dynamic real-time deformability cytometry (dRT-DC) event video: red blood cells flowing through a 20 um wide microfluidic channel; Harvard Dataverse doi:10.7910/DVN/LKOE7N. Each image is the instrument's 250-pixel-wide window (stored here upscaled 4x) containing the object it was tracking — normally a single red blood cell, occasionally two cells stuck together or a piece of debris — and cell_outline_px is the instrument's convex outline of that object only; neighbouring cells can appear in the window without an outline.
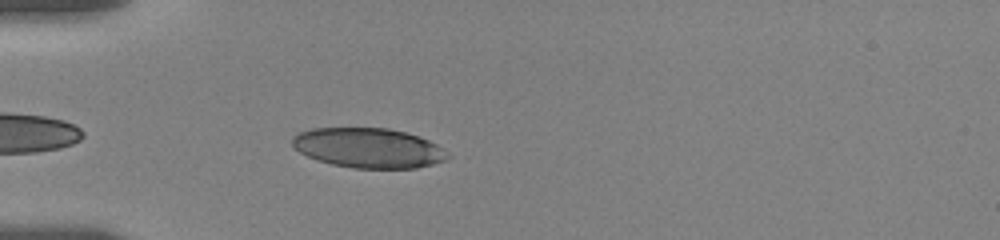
{"species": "human", "species_latin": "Homo sapiens", "temperature_condition": "room temperature", "stored_images_in_passage": 20, "camera_frame_rate_fps": 3000, "um_per_image_px": 0.085, "donor": {"sex": "female"}, "frame": {"image": 1, "passage_image": 2, "time_ms": 0.667, "image_size_px": [1000, 240], "cell_outline_px": [[452, 156], [444, 160], [432, 164], [416, 168], [352, 168], [332, 164], [316, 160], [300, 152], [292, 144], [292, 136], [300, 132], [312, 128], [388, 128], [404, 132], [428, 140], [436, 144]], "centroid_in_image_um": [31.3, 12.58], "position_along_channel_um": 53.7, "area_um2": 35.89}}
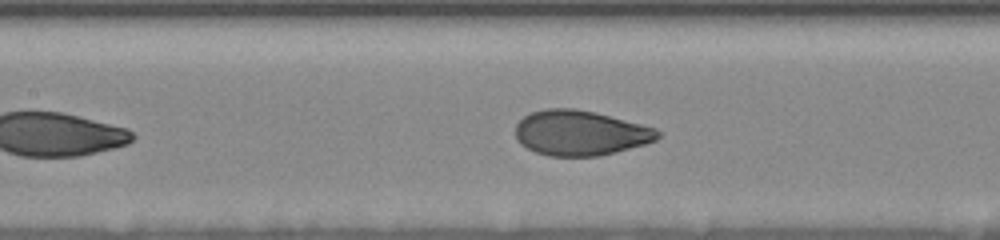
{"frame": {"image": 2, "passage_image": 9, "time_ms": 4.0, "image_size_px": [1000, 240], "cell_outline_px": [[660, 136], [656, 140], [644, 144], [600, 156], [548, 156], [536, 152], [520, 144], [516, 140], [516, 124], [524, 116], [532, 112], [548, 108], [576, 108], [596, 112], [656, 128], [660, 132]], "centroid_in_image_um": [49.31, 11.3], "position_along_channel_um": 158.1, "area_um2": 37.4}}
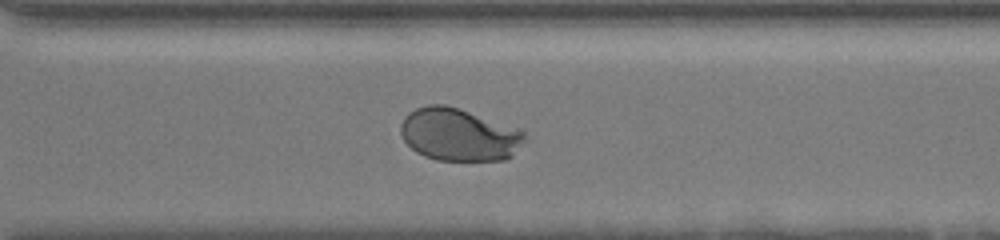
{"frame": {"image": 3, "passage_image": 20, "time_ms": 9.0, "image_size_px": [1000, 240], "cell_outline_px": [[524, 140], [512, 156], [504, 160], [436, 160], [424, 156], [416, 152], [404, 140], [400, 132], [400, 124], [404, 116], [408, 112], [416, 108], [428, 104], [444, 104], [460, 108], [524, 132]], "centroid_in_image_um": [38.93, 11.44], "position_along_channel_um": 331.7, "area_um2": 37.69}}